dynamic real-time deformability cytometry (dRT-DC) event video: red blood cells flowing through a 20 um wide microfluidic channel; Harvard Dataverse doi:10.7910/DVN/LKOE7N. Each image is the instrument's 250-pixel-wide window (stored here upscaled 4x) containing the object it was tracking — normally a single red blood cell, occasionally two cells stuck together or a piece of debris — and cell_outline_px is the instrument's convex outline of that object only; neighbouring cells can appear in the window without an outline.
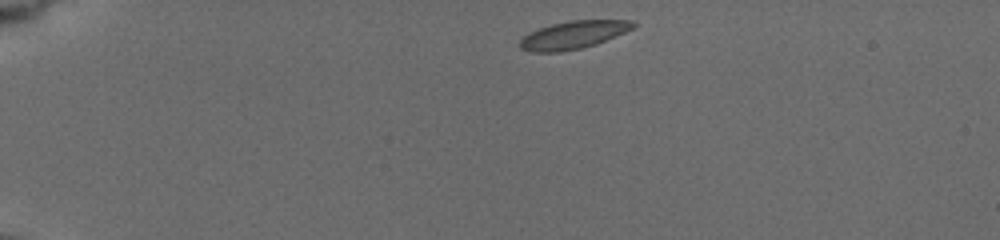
{"species": "common noctule bat (a hibernating species)", "species_latin": "Nyctalus noctula", "temperature_condition": "cold", "stored_images_in_passage": 8, "camera_frame_rate_fps": 3000, "um_per_image_px": 0.085, "animal": {"sex": "female", "body_mass_g": 19.5, "forearm_length_mm": 54.1}, "frame": {"image": 1, "passage_image": 1, "time_ms": 0.0, "image_size_px": [1000, 240], "cell_outline_px": [[636, 24], [632, 28], [624, 32], [596, 44], [580, 48], [560, 52], [532, 52], [520, 48], [520, 40], [524, 36], [540, 28], [552, 24], [568, 20], [632, 20]], "centroid_in_image_um": [48.72, 2.96], "position_along_channel_um": 36.3, "area_um2": 18.09}}
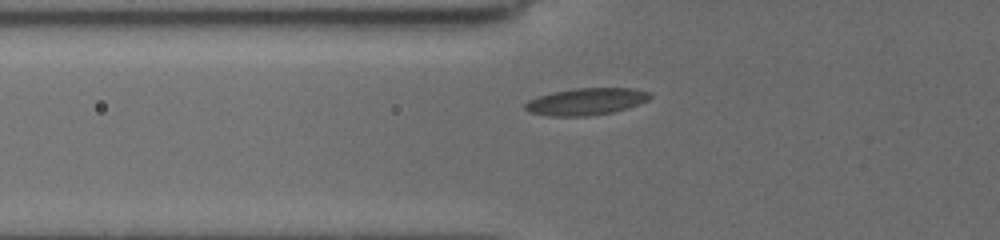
{"frame": {"image": 2, "passage_image": 7, "time_ms": 3.0, "image_size_px": [1000, 240], "cell_outline_px": [[652, 96], [648, 100], [628, 108], [612, 112], [588, 116], [552, 116], [528, 112], [524, 108], [524, 104], [528, 100], [552, 92], [576, 88], [636, 88], [652, 92]], "centroid_in_image_um": [49.85, 8.62], "position_along_channel_um": 75.9, "area_um2": 19.71}}